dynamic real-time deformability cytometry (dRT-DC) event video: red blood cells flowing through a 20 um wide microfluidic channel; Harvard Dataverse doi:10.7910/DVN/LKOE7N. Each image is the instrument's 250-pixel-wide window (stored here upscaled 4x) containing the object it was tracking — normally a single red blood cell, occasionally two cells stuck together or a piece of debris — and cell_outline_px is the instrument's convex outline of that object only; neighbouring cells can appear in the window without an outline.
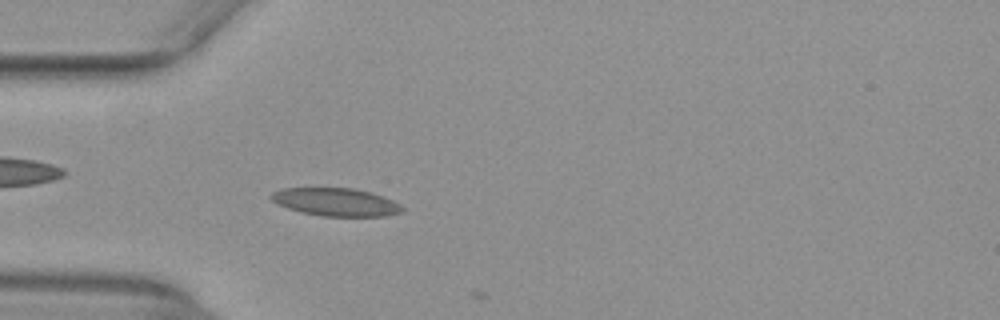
{"species": "common noctule bat (a hibernating species)", "species_latin": "Nyctalus noctula", "temperature_condition": "warm", "stored_images_in_passage": 16, "camera_frame_rate_fps": 3000, "um_per_image_px": 0.085, "animal": {"sex": "female", "body_mass_g": 29.2, "forearm_length_mm": 56.3}, "frame": {"image": 1, "passage_image": 15, "time_ms": 4.667, "image_size_px": [1000, 320], "cell_outline_px": [[404, 208], [400, 212], [384, 216], [320, 216], [300, 212], [276, 204], [268, 196], [272, 192], [284, 188], [356, 188], [372, 192], [392, 200], [400, 204]], "centroid_in_image_um": [28.52, 17.17], "position_along_channel_um": 56.5, "area_um2": 21.44}}